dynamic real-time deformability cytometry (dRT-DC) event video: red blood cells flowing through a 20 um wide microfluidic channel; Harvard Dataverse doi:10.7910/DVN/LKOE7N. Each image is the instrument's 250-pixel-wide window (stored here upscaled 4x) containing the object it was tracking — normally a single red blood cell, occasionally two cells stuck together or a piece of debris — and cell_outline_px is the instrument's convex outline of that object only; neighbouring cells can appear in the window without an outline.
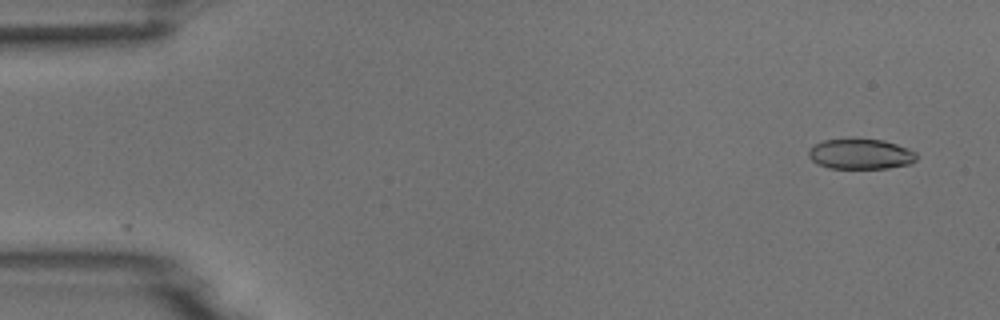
{"species": "common noctule bat (a hibernating species)", "species_latin": "Nyctalus noctula", "temperature_condition": "room temperature", "stored_images_in_passage": 2, "camera_frame_rate_fps": 3000, "um_per_image_px": 0.085, "animal": {"sex": "male", "body_mass_g": 18.8}, "frame": {"image": 1, "passage_image": 1, "time_ms": 0.0, "image_size_px": [1000, 320], "cell_outline_px": [[916, 160], [908, 164], [888, 168], [828, 168], [816, 164], [808, 156], [808, 152], [816, 144], [824, 140], [884, 140], [908, 148], [916, 152]], "centroid_in_image_um": [73.16, 13.11], "position_along_channel_um": 11.8, "area_um2": 18.73}}